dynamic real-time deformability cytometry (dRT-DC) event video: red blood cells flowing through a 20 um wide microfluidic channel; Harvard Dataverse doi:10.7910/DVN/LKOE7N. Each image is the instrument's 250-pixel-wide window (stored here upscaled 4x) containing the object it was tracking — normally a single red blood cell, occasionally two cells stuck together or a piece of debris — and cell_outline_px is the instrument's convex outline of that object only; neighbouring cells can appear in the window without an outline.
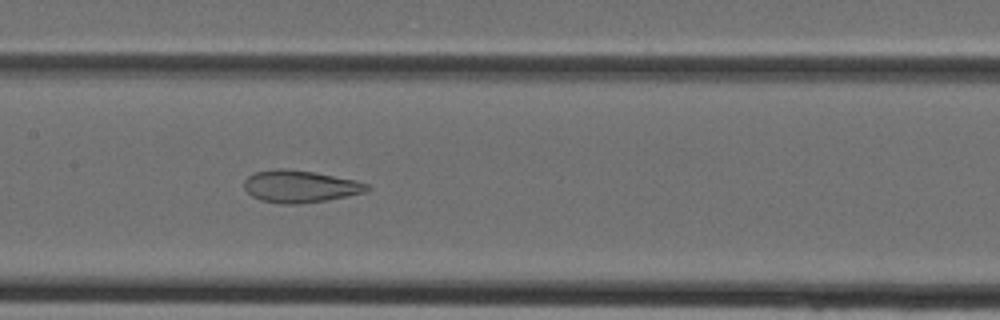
{"species": "Egyptian fruit bat (a non-hibernating species)", "species_latin": "Rousettus aegyptiacus", "temperature_condition": "cold", "stored_images_in_passage": 36, "camera_frame_rate_fps": 3000, "um_per_image_px": 0.085, "animal": {"sex": "female"}, "frame": {"image": 1, "passage_image": 15, "time_ms": 4.667, "image_size_px": [1000, 320], "cell_outline_px": [[372, 188], [368, 192], [348, 196], [300, 204], [280, 204], [260, 200], [252, 196], [244, 188], [244, 180], [248, 176], [256, 172], [276, 168], [284, 168], [312, 172], [356, 180], [368, 184]], "centroid_in_image_um": [25.52, 15.85], "position_along_channel_um": 181.9, "area_um2": 23.12}}
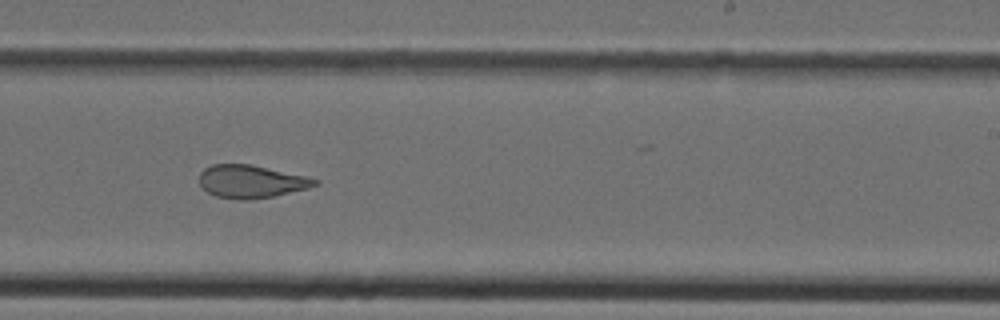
{"frame": {"image": 2, "passage_image": 20, "time_ms": 6.333, "image_size_px": [1000, 320], "cell_outline_px": [[320, 184], [308, 188], [272, 196], [248, 200], [240, 200], [216, 196], [208, 192], [200, 184], [200, 172], [204, 168], [212, 164], [252, 164], [308, 176], [320, 180]], "centroid_in_image_um": [21.38, 15.41], "position_along_channel_um": 267.6, "area_um2": 22.25}}
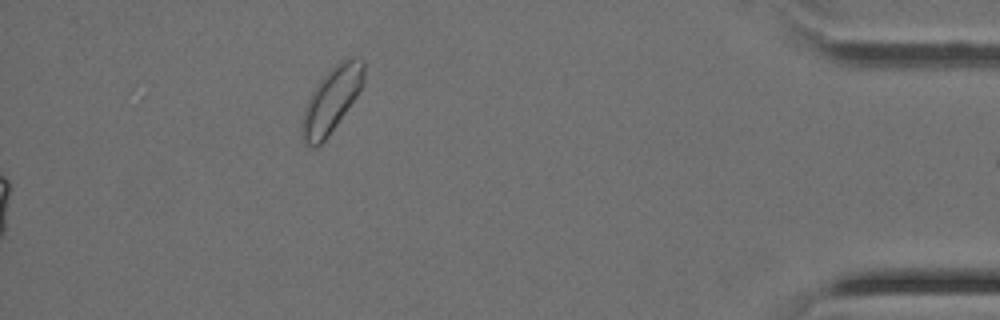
{"frame": {"image": 3, "passage_image": 36, "time_ms": 11.667, "image_size_px": [1000, 320], "cell_outline_px": [[364, 84], [356, 96], [328, 136], [316, 148], [312, 148], [304, 144], [300, 140], [300, 124], [308, 100], [312, 92], [320, 80], [328, 72], [344, 60], [352, 56], [356, 56], [364, 60]], "centroid_in_image_um": [28.15, 8.55], "position_along_channel_um": 407.0, "area_um2": 23.24}}